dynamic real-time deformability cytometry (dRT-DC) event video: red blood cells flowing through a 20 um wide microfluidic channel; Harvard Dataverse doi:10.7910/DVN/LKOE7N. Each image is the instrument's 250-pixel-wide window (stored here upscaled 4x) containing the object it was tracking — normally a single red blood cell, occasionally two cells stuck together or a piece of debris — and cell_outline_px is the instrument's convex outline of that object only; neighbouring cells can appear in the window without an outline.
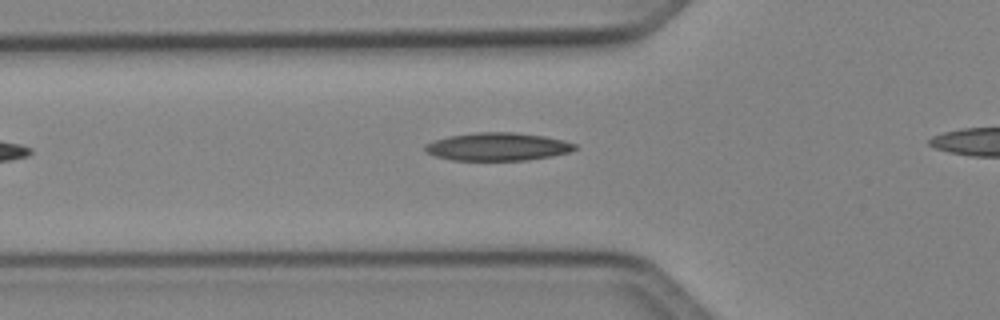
{"species": "Egyptian fruit bat (a non-hibernating species)", "species_latin": "Rousettus aegyptiacus", "temperature_condition": "cold", "stored_images_in_passage": 23, "camera_frame_rate_fps": 3000, "um_per_image_px": 0.085, "animal": {"sex": "female"}, "frame": {"image": 1, "passage_image": 2, "time_ms": 0.333, "image_size_px": [1000, 320], "cell_outline_px": [[576, 148], [568, 152], [552, 156], [528, 160], [452, 160], [436, 156], [428, 152], [424, 148], [424, 144], [448, 136], [480, 132], [516, 132], [544, 136], [564, 140], [576, 144]], "centroid_in_image_um": [42.32, 12.46], "position_along_channel_um": 83.5, "area_um2": 24.28}}
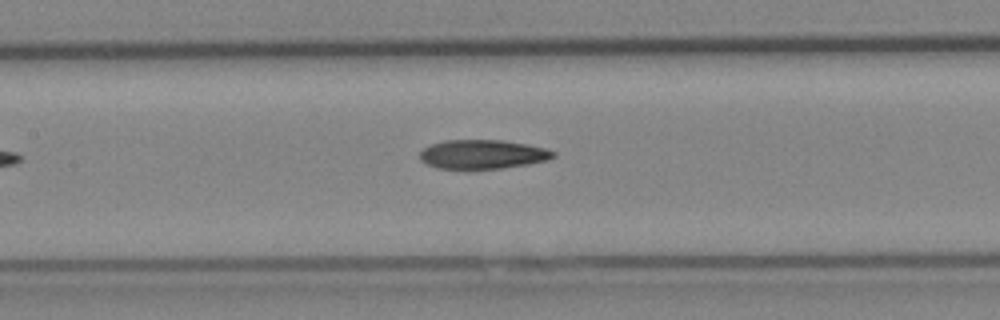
{"frame": {"image": 2, "passage_image": 8, "time_ms": 2.333, "image_size_px": [1000, 320], "cell_outline_px": [[556, 156], [548, 160], [528, 164], [500, 168], [436, 168], [420, 160], [420, 152], [424, 148], [432, 144], [448, 140], [504, 140], [544, 148], [556, 152]], "centroid_in_image_um": [41.04, 13.11], "position_along_channel_um": 166.4, "area_um2": 22.31}}
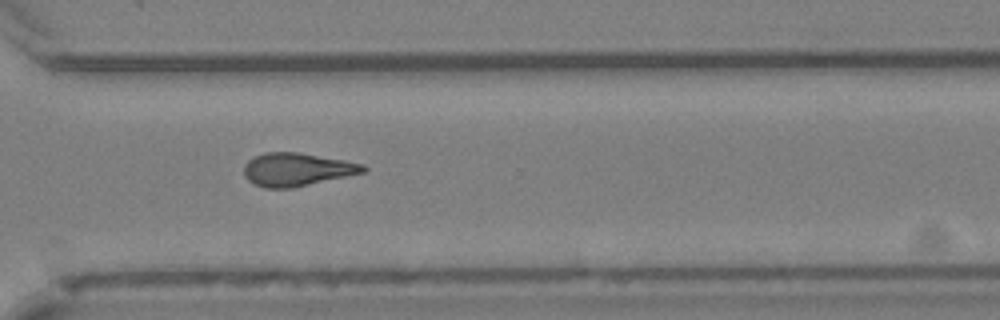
{"frame": {"image": 3, "passage_image": 21, "time_ms": 6.667, "image_size_px": [1000, 320], "cell_outline_px": [[368, 168], [364, 172], [292, 188], [264, 188], [252, 184], [244, 176], [244, 164], [252, 156], [264, 152], [300, 152], [344, 160], [364, 164]], "centroid_in_image_um": [25.18, 14.4], "position_along_channel_um": 345.4, "area_um2": 23.18}}